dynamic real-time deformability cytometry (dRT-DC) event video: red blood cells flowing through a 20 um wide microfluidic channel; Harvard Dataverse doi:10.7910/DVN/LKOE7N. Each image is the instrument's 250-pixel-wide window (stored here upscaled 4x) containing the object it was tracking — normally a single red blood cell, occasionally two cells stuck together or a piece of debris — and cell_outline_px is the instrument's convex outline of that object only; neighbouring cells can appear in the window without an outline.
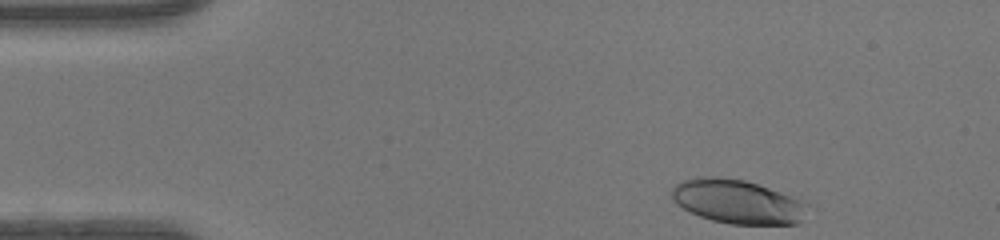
{"species": "human", "species_latin": "Homo sapiens", "temperature_condition": "warm", "stored_images_in_passage": 35, "camera_frame_rate_fps": 3000, "um_per_image_px": 0.085, "donor": {"sex": "female"}, "frame": {"image": 1, "passage_image": 1, "time_ms": 0.0, "image_size_px": [1000, 240], "cell_outline_px": [[808, 208], [800, 220], [796, 224], [732, 224], [712, 220], [700, 216], [676, 204], [672, 200], [672, 188], [676, 184], [684, 180], [696, 176], [716, 176], [744, 180], [780, 192], [800, 200], [808, 204]], "centroid_in_image_um": [62.65, 17.13], "position_along_channel_um": 22.4, "area_um2": 34.45}}
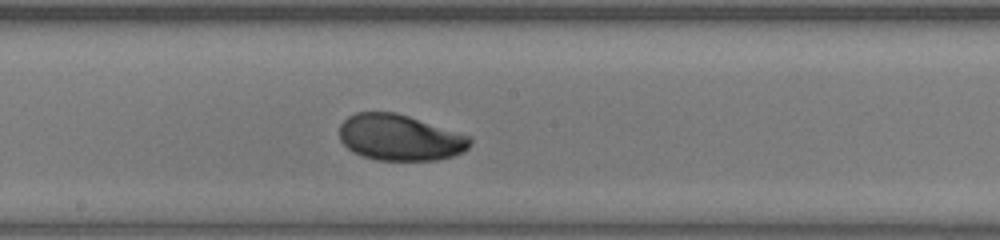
{"frame": {"image": 2, "passage_image": 20, "time_ms": 6.333, "image_size_px": [1000, 240], "cell_outline_px": [[472, 144], [464, 152], [452, 156], [436, 160], [376, 160], [360, 156], [352, 152], [340, 140], [340, 124], [348, 116], [356, 112], [396, 112], [472, 136]], "centroid_in_image_um": [34.0, 11.69], "position_along_channel_um": 214.2, "area_um2": 35.37}}
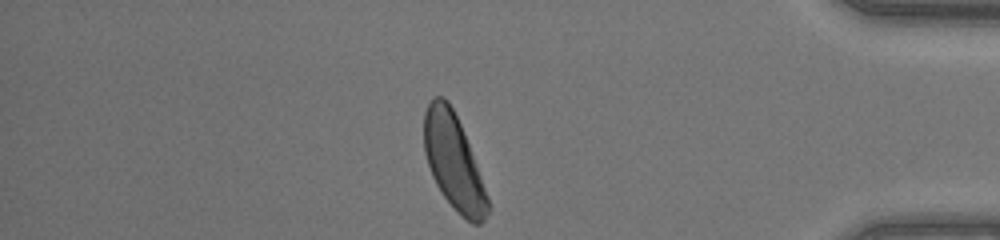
{"frame": {"image": 3, "passage_image": 35, "time_ms": 11.333, "image_size_px": [1000, 240], "cell_outline_px": [[492, 208], [484, 220], [480, 224], [472, 224], [460, 216], [440, 192], [432, 176], [424, 152], [424, 112], [432, 96], [444, 96], [448, 100], [460, 124], [468, 144]], "centroid_in_image_um": [38.55, 13.79], "position_along_channel_um": 396.7, "area_um2": 35.26}, "authors_computed_cell_mechanics": {"area_um2": 35.258, "velocity_mm_per_s": 4.3784, "shape_relaxation_time_tau1_ms": 1.8548, "shape_relaxation_time_tau2_ms": null, "deformation_change_tau1": 0.1265, "deformation_change_tau2": null}}